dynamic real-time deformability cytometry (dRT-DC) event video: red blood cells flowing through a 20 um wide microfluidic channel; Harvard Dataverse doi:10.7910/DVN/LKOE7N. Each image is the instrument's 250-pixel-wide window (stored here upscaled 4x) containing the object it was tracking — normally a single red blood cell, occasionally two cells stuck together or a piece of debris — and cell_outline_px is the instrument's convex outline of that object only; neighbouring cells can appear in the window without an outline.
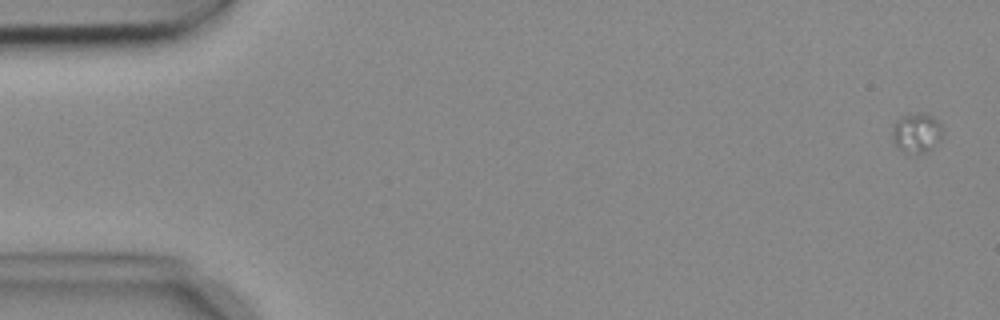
{"species": "common noctule bat (a hibernating species)", "species_latin": "Nyctalus noctula", "temperature_condition": "cold", "stored_images_in_passage": 4, "camera_frame_rate_fps": 3000, "um_per_image_px": 0.085, "animal": {"sex": "female", "body_mass_g": 18.4}, "frame": {"image": 1, "passage_image": 1, "time_ms": 0.0, "image_size_px": [1000, 320], "cell_outline_px": [[944, 132], [940, 140], [928, 152], [916, 152], [896, 148], [892, 144], [892, 128], [904, 116], [928, 116], [936, 120], [940, 124]], "centroid_in_image_um": [77.92, 11.36], "position_along_channel_um": 7.1, "area_um2": 10.92}}